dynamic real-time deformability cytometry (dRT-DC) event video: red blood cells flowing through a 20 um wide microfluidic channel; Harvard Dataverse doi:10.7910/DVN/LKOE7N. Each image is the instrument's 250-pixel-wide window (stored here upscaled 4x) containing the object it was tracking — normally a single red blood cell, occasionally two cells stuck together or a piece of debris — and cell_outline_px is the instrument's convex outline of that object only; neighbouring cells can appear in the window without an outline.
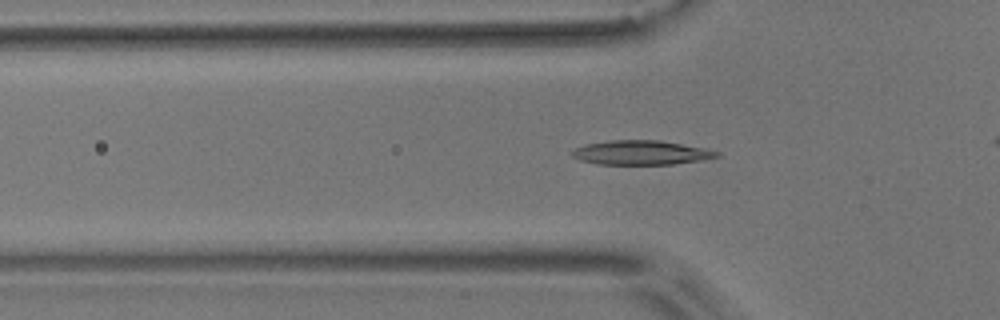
{"species": "common noctule bat (a hibernating species)", "species_latin": "Nyctalus noctula", "temperature_condition": "room temperature", "stored_images_in_passage": 40, "camera_frame_rate_fps": 3000, "um_per_image_px": 0.085, "animal": {"sex": "male", "body_mass_g": 17.9}, "frame": {"image": 1, "passage_image": 12, "time_ms": 3.667, "image_size_px": [1000, 320], "cell_outline_px": [[720, 156], [672, 164], [596, 164], [580, 160], [572, 156], [572, 152], [576, 148], [584, 144], [612, 140], [660, 140], [708, 148], [720, 152]], "centroid_in_image_um": [54.49, 12.96], "position_along_channel_um": 71.3, "area_um2": 20.4}}
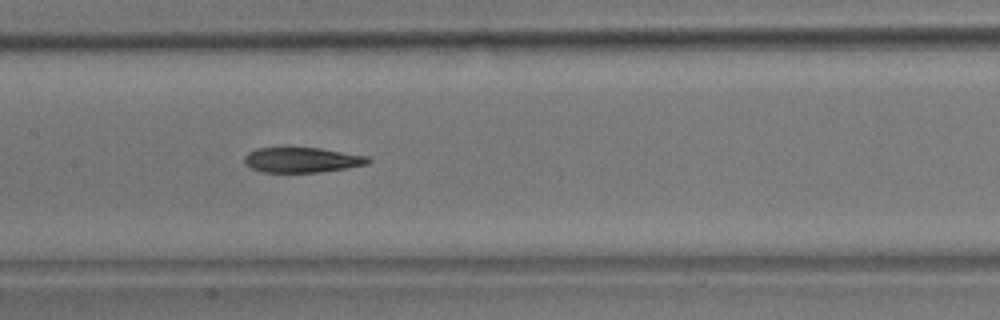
{"frame": {"image": 2, "passage_image": 21, "time_ms": 6.667, "image_size_px": [1000, 320], "cell_outline_px": [[372, 160], [368, 164], [348, 168], [316, 172], [260, 172], [252, 168], [244, 160], [244, 156], [248, 152], [256, 148], [284, 144], [320, 148], [368, 156]], "centroid_in_image_um": [25.63, 13.54], "position_along_channel_um": 181.8, "area_um2": 18.96}}
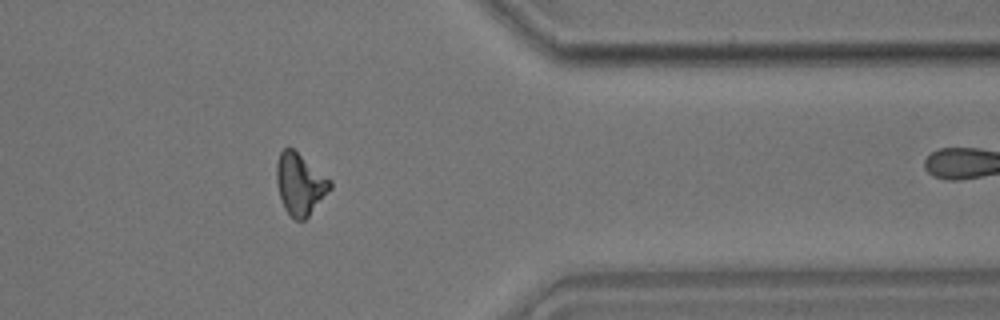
{"frame": {"image": 3, "passage_image": 39, "time_ms": 12.667, "image_size_px": [1000, 320], "cell_outline_px": [[332, 188], [308, 216], [304, 220], [296, 220], [284, 208], [280, 196], [276, 180], [276, 164], [280, 152], [284, 148], [292, 148], [332, 180]], "centroid_in_image_um": [25.51, 15.63], "position_along_channel_um": 385.9, "area_um2": 19.02}}